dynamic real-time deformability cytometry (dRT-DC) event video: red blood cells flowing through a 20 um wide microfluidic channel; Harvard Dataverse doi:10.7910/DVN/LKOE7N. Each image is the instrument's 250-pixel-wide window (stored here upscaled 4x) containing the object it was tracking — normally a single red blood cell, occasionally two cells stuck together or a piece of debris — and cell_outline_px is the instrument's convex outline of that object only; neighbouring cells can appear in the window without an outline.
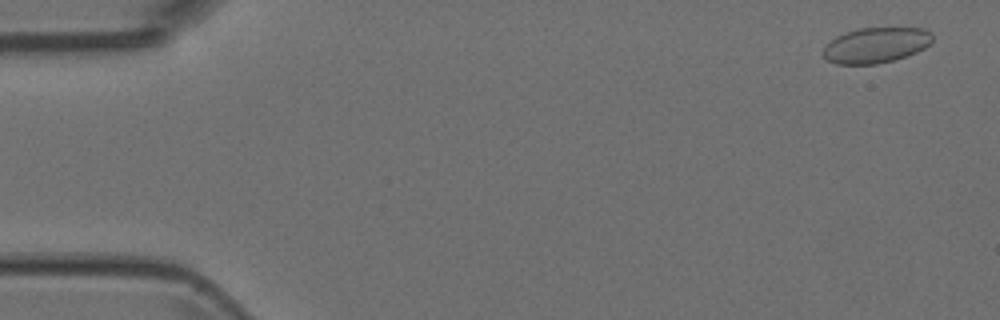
{"species": "Egyptian fruit bat (a non-hibernating species)", "species_latin": "Rousettus aegyptiacus", "temperature_condition": "room temperature", "stored_images_in_passage": 5, "camera_frame_rate_fps": 3000, "um_per_image_px": 0.085, "animal": {"sex": "female"}, "frame": {"image": 1, "passage_image": 1, "time_ms": 0.0, "image_size_px": [1000, 320], "cell_outline_px": [[932, 40], [924, 48], [908, 56], [876, 64], [836, 64], [828, 60], [824, 56], [824, 48], [836, 36], [856, 28], [924, 28], [932, 32]], "centroid_in_image_um": [74.47, 3.83], "position_along_channel_um": 10.5, "area_um2": 22.43}}